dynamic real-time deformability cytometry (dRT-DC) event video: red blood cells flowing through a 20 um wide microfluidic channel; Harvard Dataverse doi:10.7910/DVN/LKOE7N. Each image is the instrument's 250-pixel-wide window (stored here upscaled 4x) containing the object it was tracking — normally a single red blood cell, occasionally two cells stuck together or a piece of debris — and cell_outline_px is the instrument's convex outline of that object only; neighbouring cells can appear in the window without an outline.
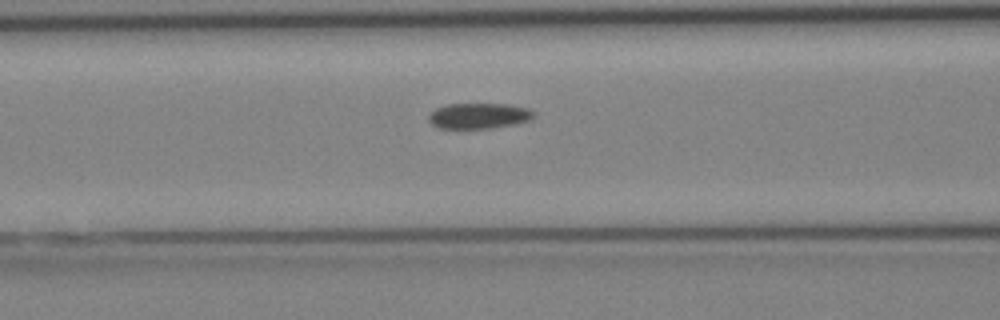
{"species": "Egyptian fruit bat (a non-hibernating species)", "species_latin": "Rousettus aegyptiacus", "temperature_condition": "cold", "stored_images_in_passage": 5, "segment_of_instrument_passage": [2, 2], "camera_frame_rate_fps": 3000, "um_per_image_px": 0.085, "animal": {"sex": "female"}, "frame": {"image": 1, "passage_image": 5, "time_ms": 4.667, "image_size_px": [1000, 320], "cell_outline_px": [[536, 116], [528, 120], [512, 124], [488, 128], [436, 128], [428, 120], [428, 116], [436, 108], [448, 104], [508, 104], [528, 108], [536, 112]], "centroid_in_image_um": [40.7, 9.84], "position_along_channel_um": 125.9, "area_um2": 15.61}}